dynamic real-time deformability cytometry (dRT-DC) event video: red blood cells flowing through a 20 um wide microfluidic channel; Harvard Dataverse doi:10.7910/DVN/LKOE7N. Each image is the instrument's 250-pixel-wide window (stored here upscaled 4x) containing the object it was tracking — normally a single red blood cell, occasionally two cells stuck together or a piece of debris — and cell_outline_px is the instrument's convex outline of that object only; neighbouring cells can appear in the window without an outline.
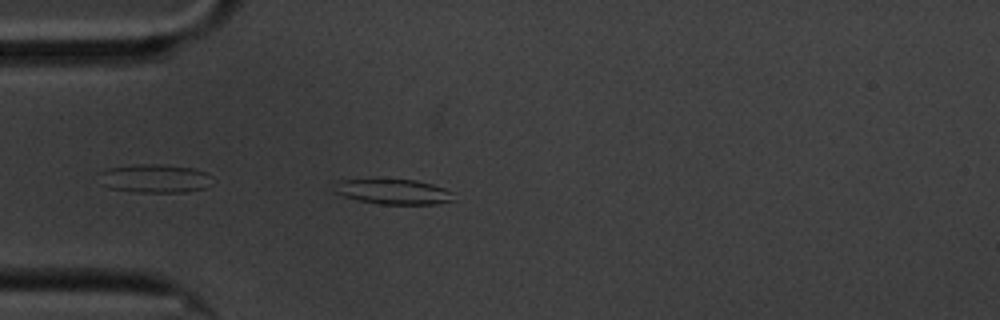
{"species": "common noctule bat (a hibernating species)", "species_latin": "Nyctalus noctula", "temperature_condition": "cold", "stored_images_in_passage": 45, "camera_frame_rate_fps": 3000, "um_per_image_px": 0.085, "animal": {"sex": "male", "body_mass_g": 20.1, "forearm_length_mm": 53.5}, "frame": {"image": 1, "passage_image": 2, "time_ms": 0.333, "image_size_px": [1000, 320], "cell_outline_px": [[452, 200], [436, 204], [380, 204], [360, 200], [344, 196], [332, 192], [340, 180], [376, 176], [416, 180], [432, 184], [444, 188], [452, 192]], "centroid_in_image_um": [33.36, 16.23], "position_along_channel_um": 51.6, "area_um2": 18.15}}
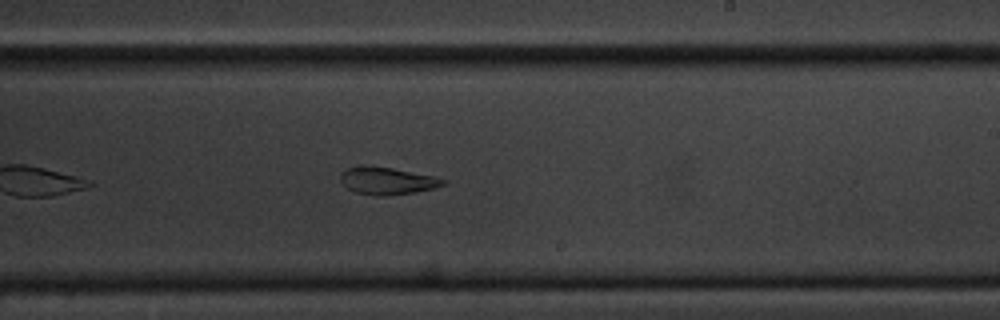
{"frame": {"image": 2, "passage_image": 21, "time_ms": 6.667, "image_size_px": [1000, 320], "cell_outline_px": [[448, 184], [416, 192], [388, 196], [372, 196], [356, 192], [348, 188], [340, 180], [340, 172], [344, 168], [360, 164], [368, 164], [392, 168], [432, 176], [448, 180]], "centroid_in_image_um": [32.86, 15.35], "position_along_channel_um": 256.1, "area_um2": 16.76}}
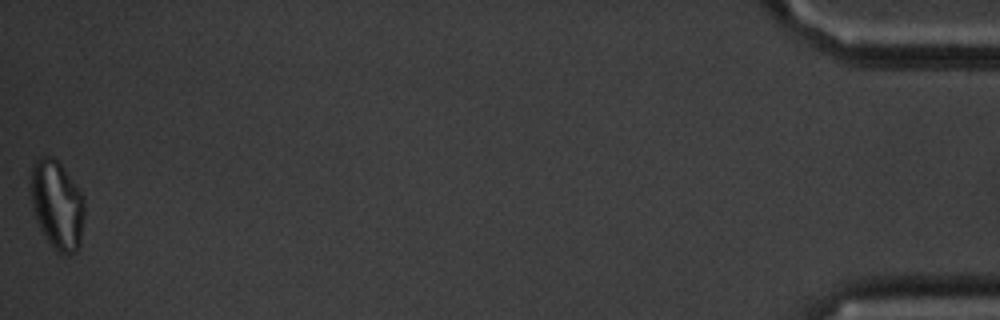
{"frame": {"image": 3, "passage_image": 45, "time_ms": 14.667, "image_size_px": [1000, 320], "cell_outline_px": [[84, 216], [80, 244], [76, 252], [68, 256], [56, 252], [52, 248], [44, 236], [36, 220], [32, 204], [28, 184], [32, 164], [36, 156], [52, 156], [60, 164], [84, 196]], "centroid_in_image_um": [4.82, 17.41], "position_along_channel_um": 430.4, "area_um2": 28.5}, "authors_computed_cell_mechanics": {"area_um2": 17.3978, "velocity_mm_per_s": 3.3622, "shape_relaxation_time_tau1_ms": 8.5798, "shape_relaxation_time_tau2_ms": 4.9506, "deformation_change_tau1": 0.2376, "deformation_change_tau2": 0.131}}